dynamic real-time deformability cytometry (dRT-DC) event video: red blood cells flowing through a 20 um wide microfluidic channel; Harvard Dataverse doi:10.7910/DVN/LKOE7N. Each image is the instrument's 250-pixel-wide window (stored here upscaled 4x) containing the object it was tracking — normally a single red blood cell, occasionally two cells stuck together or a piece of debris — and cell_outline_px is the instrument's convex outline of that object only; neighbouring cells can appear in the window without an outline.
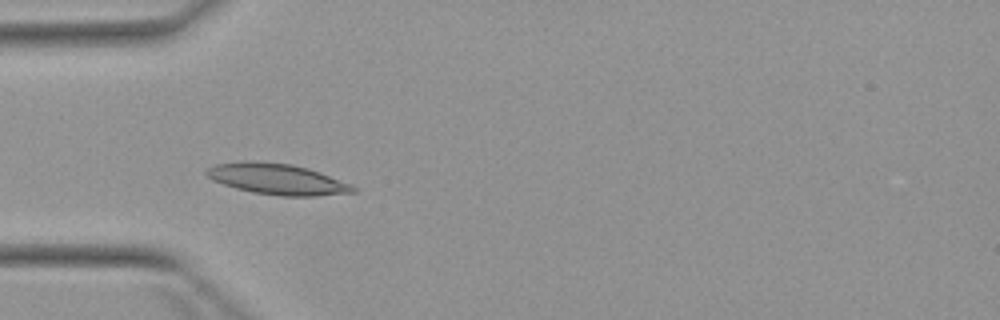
{"species": "Egyptian fruit bat (a non-hibernating species)", "species_latin": "Rousettus aegyptiacus", "temperature_condition": "warm", "stored_images_in_passage": 5, "camera_frame_rate_fps": 3000, "um_per_image_px": 0.085, "animal": {"sex": "female"}, "frame": {"image": 1, "passage_image": 3, "time_ms": 4.333, "image_size_px": [1000, 320], "cell_outline_px": [[356, 192], [316, 196], [280, 196], [252, 192], [236, 188], [212, 180], [204, 172], [208, 168], [216, 164], [244, 160], [252, 160], [292, 164], [308, 168], [320, 172], [352, 184], [356, 188]], "centroid_in_image_um": [23.57, 15.21], "position_along_channel_um": 61.4, "area_um2": 26.53}}
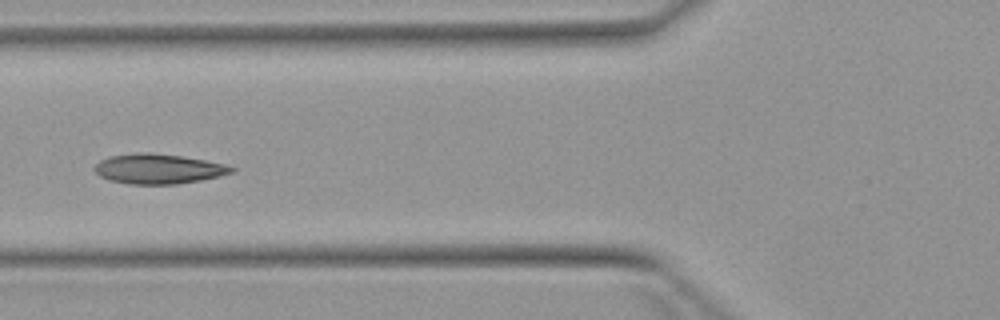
{"frame": {"image": 2, "passage_image": 4, "time_ms": 5.667, "image_size_px": [1000, 320], "cell_outline_px": [[236, 168], [232, 172], [220, 176], [200, 180], [176, 184], [128, 184], [108, 180], [100, 176], [96, 172], [96, 164], [100, 160], [112, 156], [140, 152], [148, 152], [180, 156], [204, 160], [224, 164]], "centroid_in_image_um": [13.46, 14.36], "position_along_channel_um": 112.3, "area_um2": 23.58}}
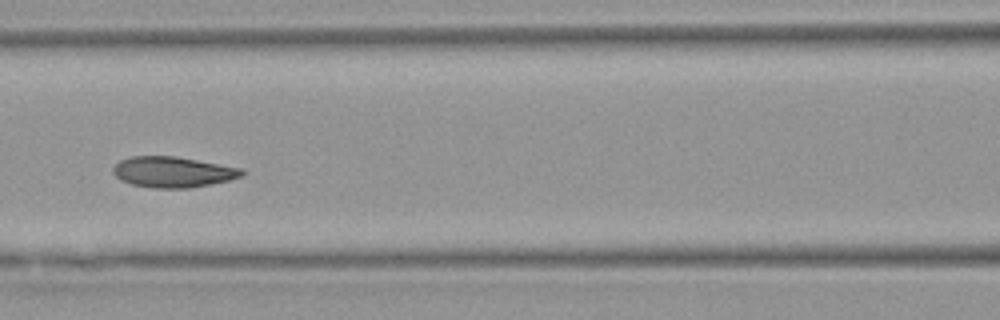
{"frame": {"image": 3, "passage_image": 5, "time_ms": 6.667, "image_size_px": [1000, 320], "cell_outline_px": [[244, 176], [212, 184], [188, 188], [152, 188], [132, 184], [120, 180], [112, 172], [112, 168], [120, 160], [132, 156], [176, 156], [244, 168]], "centroid_in_image_um": [14.71, 14.62], "position_along_channel_um": 151.9, "area_um2": 23.24}}